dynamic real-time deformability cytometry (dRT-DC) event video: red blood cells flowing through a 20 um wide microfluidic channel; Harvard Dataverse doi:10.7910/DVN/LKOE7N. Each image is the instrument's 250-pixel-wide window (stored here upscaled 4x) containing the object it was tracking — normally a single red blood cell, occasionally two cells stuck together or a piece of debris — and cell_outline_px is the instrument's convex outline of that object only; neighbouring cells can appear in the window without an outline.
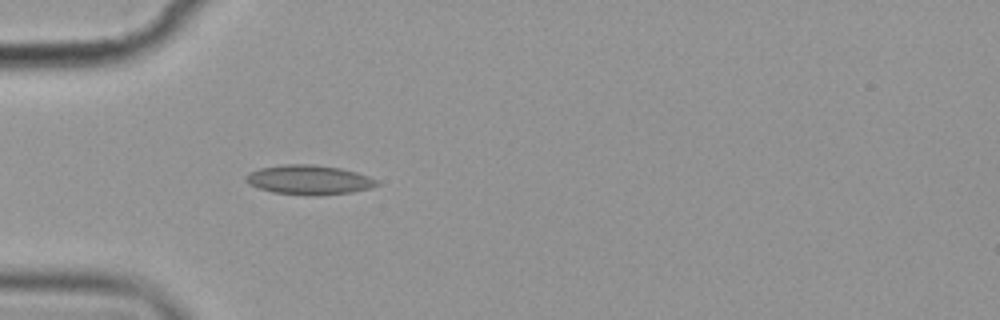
{"species": "common noctule bat (a hibernating species)", "species_latin": "Nyctalus noctula", "temperature_condition": "cold", "stored_images_in_passage": 4, "camera_frame_rate_fps": 3000, "um_per_image_px": 0.085, "animal": {"sex": "female", "body_mass_g": 19.9}, "frame": {"image": 1, "passage_image": 4, "time_ms": 4.333, "image_size_px": [1000, 320], "cell_outline_px": [[380, 184], [368, 188], [352, 192], [272, 192], [248, 184], [244, 180], [244, 176], [248, 172], [260, 168], [284, 164], [308, 164], [340, 168], [356, 172], [368, 176], [376, 180]], "centroid_in_image_um": [26.19, 15.22], "position_along_channel_um": 58.8, "area_um2": 21.27}}